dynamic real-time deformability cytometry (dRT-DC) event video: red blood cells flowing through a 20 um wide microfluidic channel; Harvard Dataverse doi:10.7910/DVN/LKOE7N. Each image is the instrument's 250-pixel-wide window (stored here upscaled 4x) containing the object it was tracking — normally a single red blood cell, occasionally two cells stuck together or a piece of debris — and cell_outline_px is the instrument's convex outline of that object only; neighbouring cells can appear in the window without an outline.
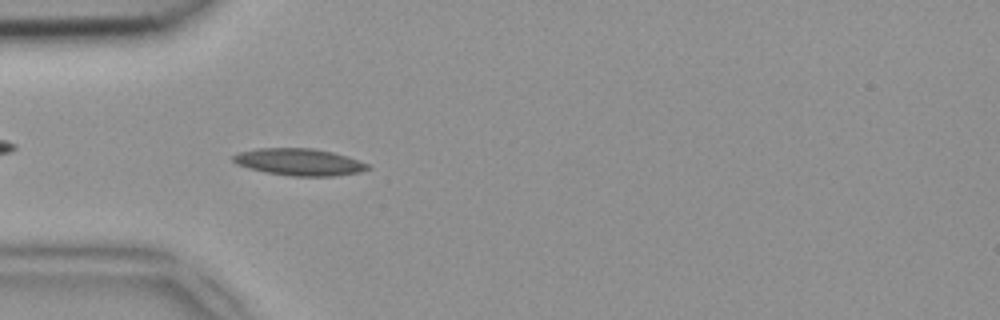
{"species": "common noctule bat (a hibernating species)", "species_latin": "Nyctalus noctula", "temperature_condition": "room temperature", "stored_images_in_passage": 49, "camera_frame_rate_fps": 3000, "um_per_image_px": 0.085, "animal": {"sex": "female", "body_mass_g": 18.4}, "frame": {"image": 1, "passage_image": 14, "time_ms": 4.333, "image_size_px": [1000, 320], "cell_outline_px": [[372, 168], [360, 172], [336, 176], [292, 176], [264, 172], [248, 168], [236, 164], [232, 160], [232, 156], [240, 152], [256, 148], [312, 148], [332, 152], [368, 164]], "centroid_in_image_um": [25.4, 13.78], "position_along_channel_um": 59.6, "area_um2": 21.1}}
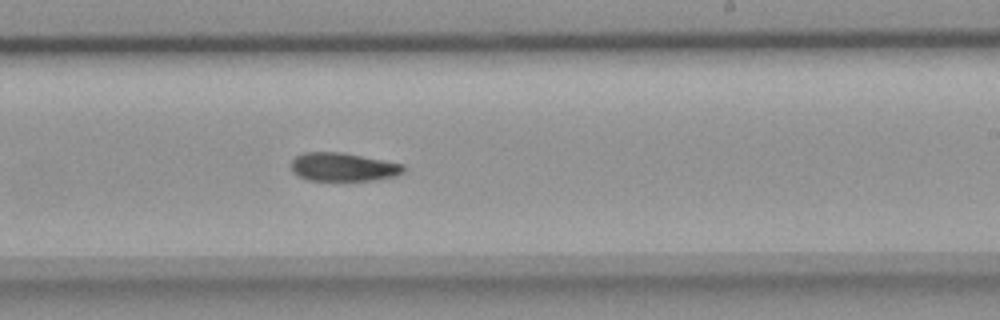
{"frame": {"image": 2, "passage_image": 29, "time_ms": 9.333, "image_size_px": [1000, 320], "cell_outline_px": [[404, 172], [396, 176], [372, 180], [308, 180], [292, 172], [292, 160], [296, 156], [304, 152], [344, 152], [404, 164]], "centroid_in_image_um": [29.18, 14.18], "position_along_channel_um": 259.8, "area_um2": 18.61}}
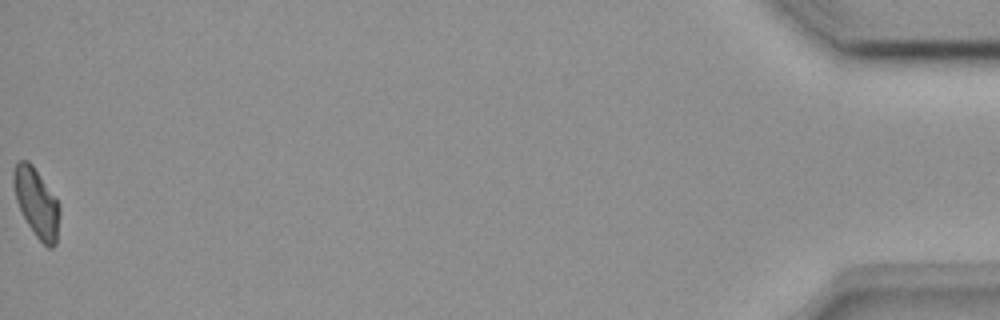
{"frame": {"image": 3, "passage_image": 49, "time_ms": 16.0, "image_size_px": [1000, 320], "cell_outline_px": [[60, 212], [56, 244], [52, 248], [48, 248], [36, 236], [28, 224], [16, 200], [12, 184], [12, 172], [16, 164], [20, 160], [28, 160], [32, 164], [60, 204]], "centroid_in_image_um": [3.1, 17.22], "position_along_channel_um": 432.1, "area_um2": 18.38}}